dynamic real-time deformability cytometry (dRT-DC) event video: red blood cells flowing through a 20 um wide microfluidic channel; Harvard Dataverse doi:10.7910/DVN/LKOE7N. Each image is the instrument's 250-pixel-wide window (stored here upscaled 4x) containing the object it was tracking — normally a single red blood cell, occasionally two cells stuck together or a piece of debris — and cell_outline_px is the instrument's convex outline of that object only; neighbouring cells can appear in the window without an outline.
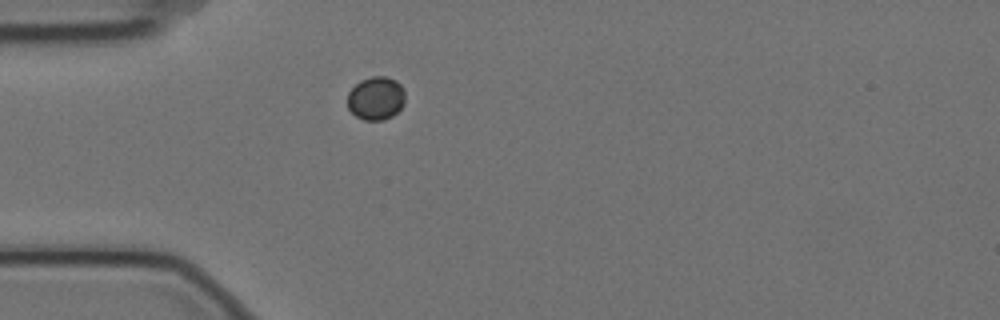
{"species": "Egyptian fruit bat (a non-hibernating species)", "species_latin": "Rousettus aegyptiacus", "temperature_condition": "cold", "stored_images_in_passage": 1, "camera_frame_rate_fps": 3000, "um_per_image_px": 0.085, "animal": {"sex": "female"}, "frame": {"image": 1, "passage_image": 1, "time_ms": 0.0, "image_size_px": [1000, 320], "cell_outline_px": [[404, 104], [392, 116], [384, 120], [364, 120], [356, 116], [348, 108], [348, 92], [360, 80], [372, 76], [388, 76], [396, 80], [400, 84], [404, 92]], "centroid_in_image_um": [31.95, 8.34], "position_along_channel_um": 53.0, "area_um2": 14.57}}